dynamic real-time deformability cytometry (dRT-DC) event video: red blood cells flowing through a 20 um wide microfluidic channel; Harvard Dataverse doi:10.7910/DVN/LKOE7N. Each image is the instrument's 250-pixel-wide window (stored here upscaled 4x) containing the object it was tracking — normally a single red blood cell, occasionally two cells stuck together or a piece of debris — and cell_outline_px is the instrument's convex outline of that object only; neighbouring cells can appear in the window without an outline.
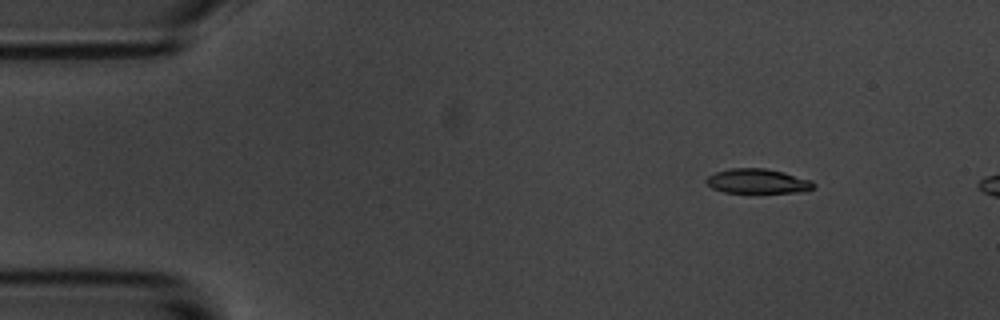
{"species": "common noctule bat (a hibernating species)", "species_latin": "Nyctalus noctula", "temperature_condition": "room temperature", "stored_images_in_passage": 4, "camera_frame_rate_fps": 3000, "um_per_image_px": 0.085, "animal": {"sex": "male", "body_mass_g": 20.1, "forearm_length_mm": 53.5}, "frame": {"image": 1, "passage_image": 2, "time_ms": 1.333, "image_size_px": [1000, 320], "cell_outline_px": [[816, 188], [804, 192], [724, 192], [712, 188], [704, 180], [708, 176], [716, 172], [732, 168], [764, 168], [784, 172], [812, 180], [816, 184]], "centroid_in_image_um": [64.45, 15.4], "position_along_channel_um": 20.6, "area_um2": 15.43}}